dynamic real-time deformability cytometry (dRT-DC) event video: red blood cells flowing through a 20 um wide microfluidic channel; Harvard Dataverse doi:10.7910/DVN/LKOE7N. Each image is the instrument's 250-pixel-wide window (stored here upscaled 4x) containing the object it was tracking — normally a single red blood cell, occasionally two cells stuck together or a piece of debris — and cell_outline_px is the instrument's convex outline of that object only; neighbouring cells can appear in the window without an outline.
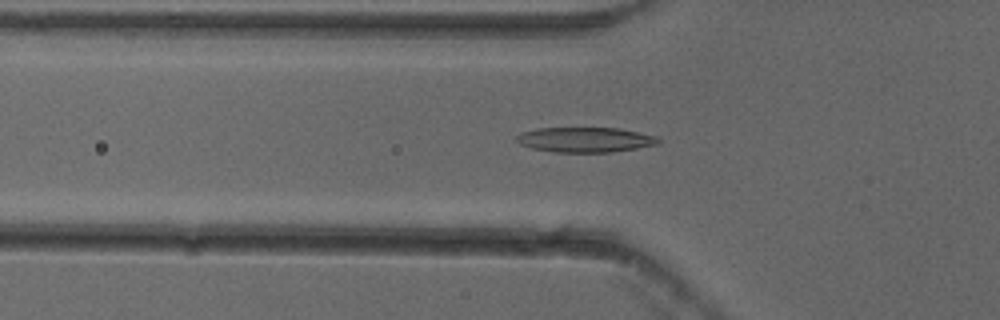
{"species": "common noctule bat (a hibernating species)", "species_latin": "Nyctalus noctula", "temperature_condition": "cold", "stored_images_in_passage": 54, "camera_frame_rate_fps": 3000, "um_per_image_px": 0.085, "animal": {"sex": "female"}, "frame": {"image": 1, "passage_image": 19, "time_ms": 6.0, "image_size_px": [1000, 320], "cell_outline_px": [[660, 144], [612, 152], [552, 152], [532, 148], [520, 144], [516, 140], [516, 136], [520, 132], [536, 128], [620, 128], [660, 136]], "centroid_in_image_um": [49.77, 11.87], "position_along_channel_um": 76.0, "area_um2": 20.92}}
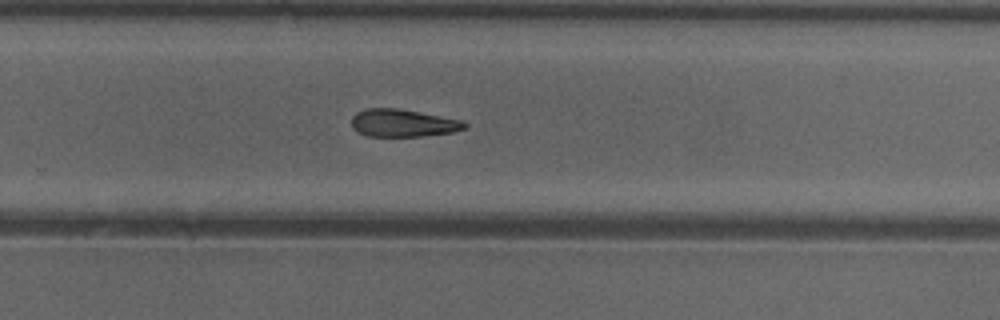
{"frame": {"image": 2, "passage_image": 36, "time_ms": 11.667, "image_size_px": [1000, 320], "cell_outline_px": [[468, 128], [452, 132], [420, 136], [368, 136], [356, 132], [352, 128], [352, 116], [356, 112], [364, 108], [400, 108], [464, 120], [468, 124]], "centroid_in_image_um": [34.26, 10.45], "position_along_channel_um": 295.5, "area_um2": 18.5}}
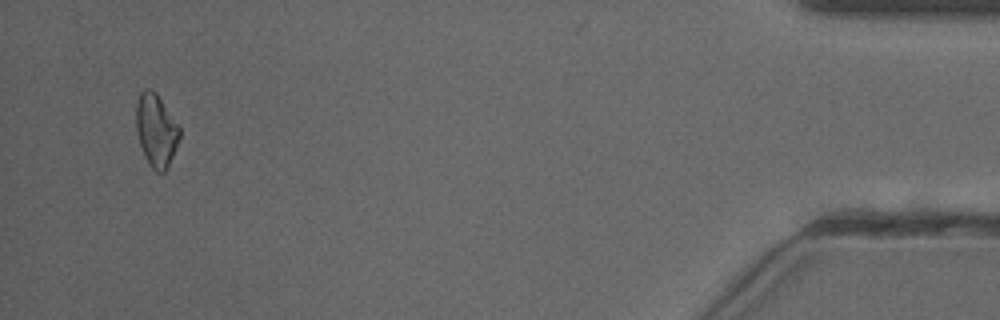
{"frame": {"image": 3, "passage_image": 52, "time_ms": 17.0, "image_size_px": [1000, 320], "cell_outline_px": [[180, 140], [168, 168], [164, 172], [156, 172], [148, 164], [144, 156], [136, 132], [136, 104], [140, 92], [144, 88], [152, 88], [156, 92], [180, 124]], "centroid_in_image_um": [13.29, 11.06], "position_along_channel_um": 421.9, "area_um2": 19.02}}